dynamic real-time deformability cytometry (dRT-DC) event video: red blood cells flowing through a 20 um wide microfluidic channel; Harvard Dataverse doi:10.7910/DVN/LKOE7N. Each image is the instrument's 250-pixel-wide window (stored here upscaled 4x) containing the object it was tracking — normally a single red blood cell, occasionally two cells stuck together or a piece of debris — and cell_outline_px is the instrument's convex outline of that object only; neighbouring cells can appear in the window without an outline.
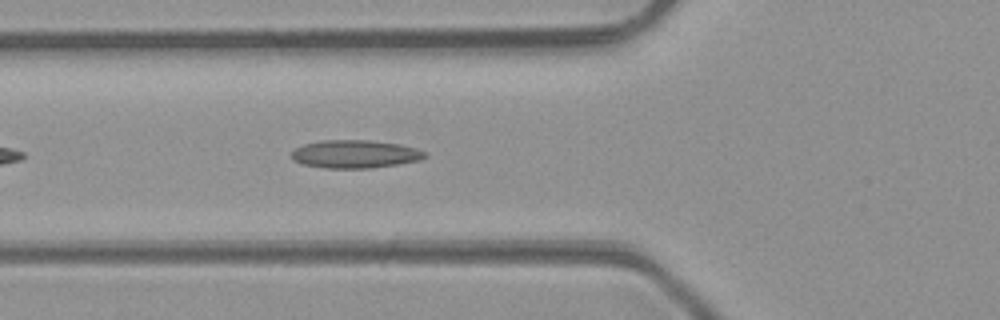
{"species": "common noctule bat (a hibernating species)", "species_latin": "Nyctalus noctula", "temperature_condition": "room temperature", "stored_images_in_passage": 14, "camera_frame_rate_fps": 3000, "um_per_image_px": 0.085, "animal": {"sex": "male", "body_mass_g": 23.1, "forearm_length_mm": 52.7}, "frame": {"image": 1, "passage_image": 5, "time_ms": 1.333, "image_size_px": [1000, 320], "cell_outline_px": [[428, 156], [420, 160], [396, 164], [368, 168], [324, 168], [304, 164], [296, 160], [292, 156], [292, 152], [296, 148], [304, 144], [324, 140], [368, 140], [400, 144], [416, 148], [424, 152]], "centroid_in_image_um": [30.21, 13.09], "position_along_channel_um": 95.6, "area_um2": 21.5}}
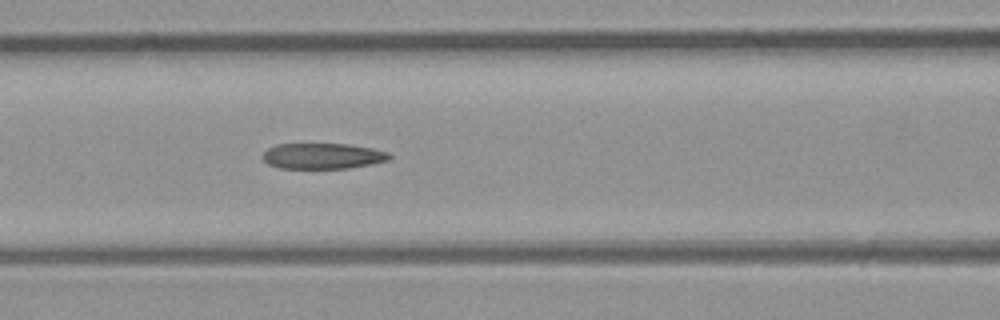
{"frame": {"image": 2, "passage_image": 8, "time_ms": 2.333, "image_size_px": [1000, 320], "cell_outline_px": [[392, 156], [388, 160], [348, 168], [280, 168], [268, 164], [264, 160], [264, 152], [268, 148], [276, 144], [348, 144], [372, 148], [388, 152]], "centroid_in_image_um": [27.42, 13.25], "position_along_channel_um": 139.2, "area_um2": 18.79}}